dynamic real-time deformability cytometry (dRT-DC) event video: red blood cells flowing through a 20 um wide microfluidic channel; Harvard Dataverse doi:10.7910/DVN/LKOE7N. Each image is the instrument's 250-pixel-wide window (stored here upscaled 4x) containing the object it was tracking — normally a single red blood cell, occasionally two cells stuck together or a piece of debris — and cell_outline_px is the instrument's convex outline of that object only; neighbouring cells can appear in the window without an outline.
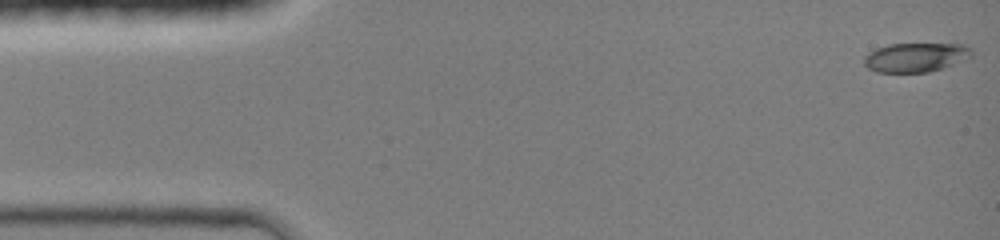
{"species": "common noctule bat (a hibernating species)", "species_latin": "Nyctalus noctula", "temperature_condition": "room temperature", "stored_images_in_passage": 45, "camera_frame_rate_fps": 3000, "um_per_image_px": 0.085, "animal": {"sex": "female", "body_mass_g": 19.0, "forearm_length_mm": 51.5}, "frame": {"image": 1, "passage_image": 1, "time_ms": 0.0, "image_size_px": [1000, 240], "cell_outline_px": [[972, 56], [952, 64], [928, 72], [876, 72], [868, 68], [864, 64], [864, 56], [868, 52], [876, 48], [888, 44], [964, 44], [972, 48]], "centroid_in_image_um": [77.8, 4.86], "position_along_channel_um": 7.2, "area_um2": 18.21}}
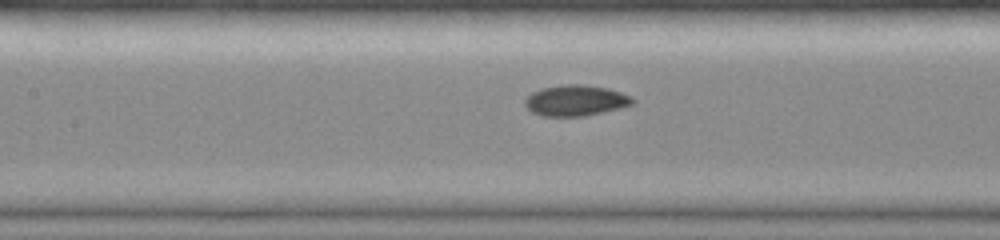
{"frame": {"image": 2, "passage_image": 20, "time_ms": 6.333, "image_size_px": [1000, 240], "cell_outline_px": [[636, 100], [632, 104], [620, 108], [584, 116], [540, 116], [532, 112], [524, 104], [524, 100], [532, 92], [540, 88], [560, 84], [580, 84], [608, 88], [632, 96]], "centroid_in_image_um": [48.92, 8.53], "position_along_channel_um": 158.5, "area_um2": 19.48}}
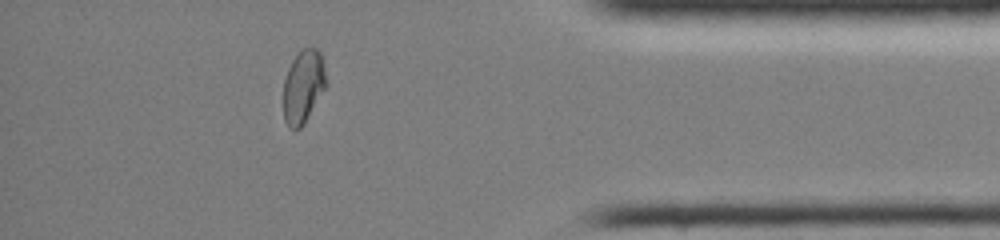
{"frame": {"image": 3, "passage_image": 39, "time_ms": 12.667, "image_size_px": [1000, 240], "cell_outline_px": [[328, 84], [304, 124], [300, 128], [292, 128], [284, 120], [284, 80], [288, 68], [292, 60], [300, 48], [316, 48], [320, 52], [324, 60]], "centroid_in_image_um": [25.81, 7.3], "position_along_channel_um": 409.4, "area_um2": 18.44}, "authors_computed_cell_mechanics": {"area_um2": 18.8428, "velocity_mm_per_s": 4.2788, "shape_relaxation_time_tau1_ms": 5.8143, "shape_relaxation_time_tau2_ms": null, "deformation_change_tau1": 0.1748, "deformation_change_tau2": null}}